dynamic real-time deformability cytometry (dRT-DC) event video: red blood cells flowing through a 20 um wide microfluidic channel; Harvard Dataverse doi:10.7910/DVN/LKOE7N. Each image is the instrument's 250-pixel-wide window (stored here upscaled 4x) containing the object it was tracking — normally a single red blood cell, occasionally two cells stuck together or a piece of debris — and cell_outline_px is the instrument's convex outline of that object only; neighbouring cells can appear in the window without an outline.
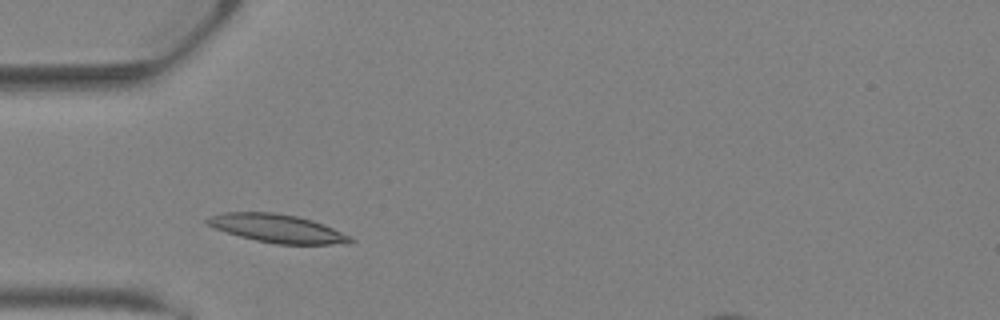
{"species": "Egyptian fruit bat (a non-hibernating species)", "species_latin": "Rousettus aegyptiacus", "temperature_condition": "warm", "stored_images_in_passage": 20, "camera_frame_rate_fps": 3000, "um_per_image_px": 0.085, "animal": {"sex": "female"}, "frame": {"image": 1, "passage_image": 1, "time_ms": 0.0, "image_size_px": [1000, 320], "cell_outline_px": [[356, 240], [348, 244], [276, 244], [256, 240], [240, 236], [216, 228], [208, 224], [204, 220], [208, 216], [224, 212], [272, 212], [296, 216], [312, 220], [324, 224], [352, 236]], "centroid_in_image_um": [23.62, 19.42], "position_along_channel_um": 61.4, "area_um2": 23.58}}
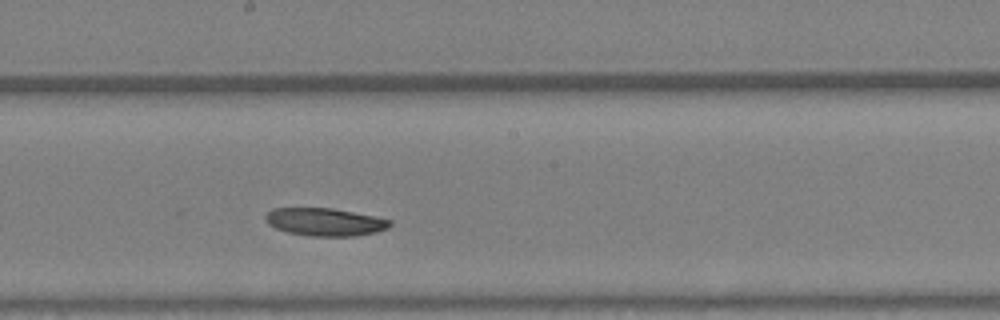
{"frame": {"image": 2, "passage_image": 10, "time_ms": 3.0, "image_size_px": [1000, 320], "cell_outline_px": [[392, 224], [388, 228], [376, 232], [356, 236], [308, 236], [288, 232], [276, 228], [268, 224], [264, 220], [264, 216], [272, 208], [332, 208], [392, 220]], "centroid_in_image_um": [27.6, 18.87], "position_along_channel_um": 220.6, "area_um2": 20.17}}
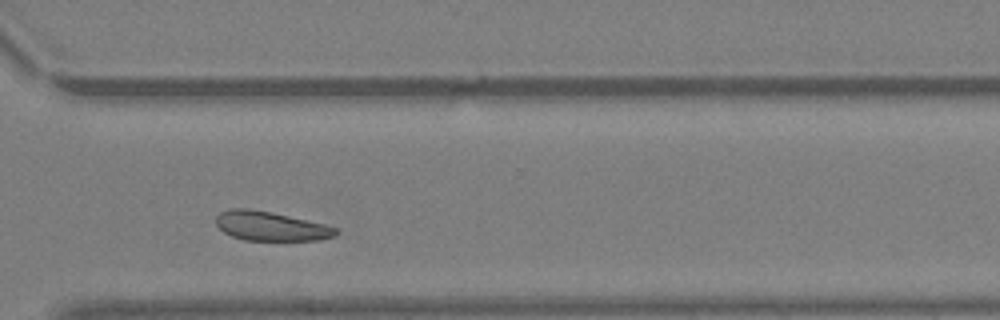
{"frame": {"image": 3, "passage_image": 17, "time_ms": 5.333, "image_size_px": [1000, 320], "cell_outline_px": [[340, 232], [336, 236], [320, 240], [244, 240], [232, 236], [224, 232], [216, 224], [216, 216], [220, 212], [228, 208], [248, 208], [272, 212], [324, 224], [336, 228]], "centroid_in_image_um": [23.01, 19.22], "position_along_channel_um": 347.6, "area_um2": 20.46}}